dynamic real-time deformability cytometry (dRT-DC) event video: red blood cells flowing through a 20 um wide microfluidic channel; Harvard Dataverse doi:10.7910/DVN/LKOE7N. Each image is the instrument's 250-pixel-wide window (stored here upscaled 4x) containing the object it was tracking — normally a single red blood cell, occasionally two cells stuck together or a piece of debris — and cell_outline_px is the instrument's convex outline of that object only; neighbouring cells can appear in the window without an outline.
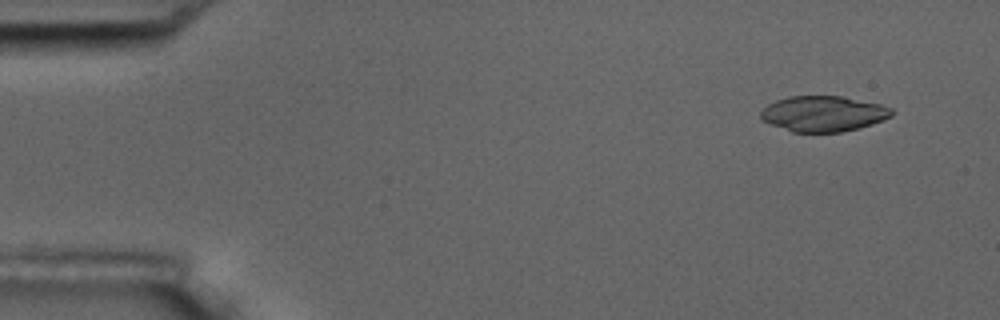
{"species": "common noctule bat (a hibernating species)", "species_latin": "Nyctalus noctula", "temperature_condition": "room temperature", "stored_images_in_passage": 5, "camera_frame_rate_fps": 3000, "um_per_image_px": 0.085, "animal": {"sex": "male", "body_mass_g": 17.5, "forearm_length_mm": 52.3}, "frame": {"image": 1, "passage_image": 1, "time_ms": 0.0, "image_size_px": [1000, 320], "cell_outline_px": [[892, 116], [884, 120], [872, 124], [840, 132], [792, 132], [760, 120], [760, 112], [768, 104], [776, 100], [788, 96], [844, 96], [880, 104], [892, 108]], "centroid_in_image_um": [69.97, 9.66], "position_along_channel_um": 15.0, "area_um2": 27.22}}
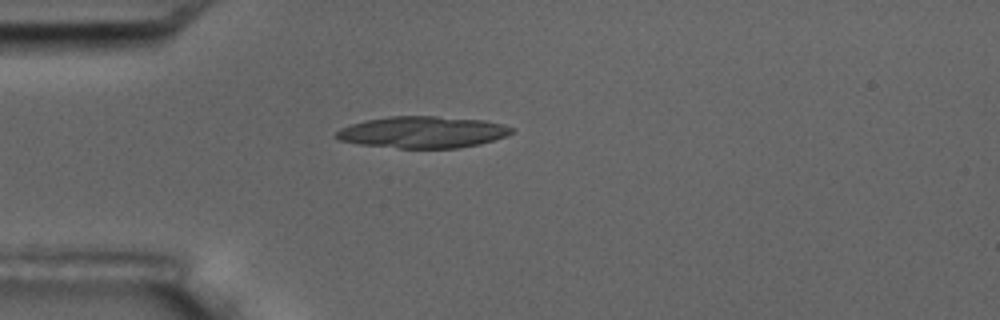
{"frame": {"image": 2, "passage_image": 4, "time_ms": 3.667, "image_size_px": [1000, 320], "cell_outline_px": [[516, 128], [512, 132], [504, 136], [480, 144], [460, 148], [400, 148], [360, 144], [340, 140], [332, 136], [340, 128], [364, 120], [388, 116], [436, 116], [484, 120], [504, 124]], "centroid_in_image_um": [35.92, 11.23], "position_along_channel_um": 49.1, "area_um2": 32.43}}